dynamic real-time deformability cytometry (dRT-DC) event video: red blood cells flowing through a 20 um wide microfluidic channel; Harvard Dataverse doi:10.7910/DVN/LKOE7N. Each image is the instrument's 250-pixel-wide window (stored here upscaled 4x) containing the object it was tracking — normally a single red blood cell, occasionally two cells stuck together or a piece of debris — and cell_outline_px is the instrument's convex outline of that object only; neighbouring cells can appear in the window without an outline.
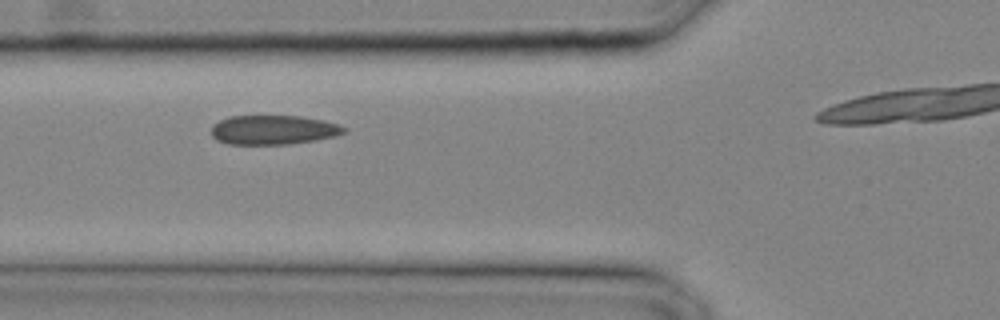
{"species": "common noctule bat (a hibernating species)", "species_latin": "Nyctalus noctula", "temperature_condition": "cold", "stored_images_in_passage": 22, "camera_frame_rate_fps": 3000, "um_per_image_px": 0.085, "animal": {"sex": "male", "body_mass_g": 20.4}, "frame": {"image": 1, "passage_image": 7, "time_ms": 2.0, "image_size_px": [1000, 320], "cell_outline_px": [[348, 132], [336, 136], [316, 140], [288, 144], [228, 144], [216, 140], [212, 136], [212, 124], [228, 116], [300, 116], [324, 120], [340, 124], [348, 128]], "centroid_in_image_um": [23.28, 11.04], "position_along_channel_um": 102.5, "area_um2": 22.95}}
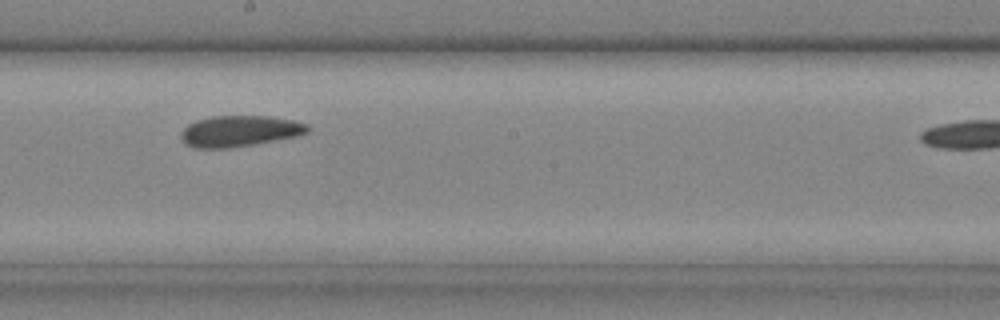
{"frame": {"image": 2, "passage_image": 13, "time_ms": 4.0, "image_size_px": [1000, 320], "cell_outline_px": [[308, 132], [300, 136], [228, 148], [192, 148], [180, 136], [180, 132], [188, 124], [196, 120], [212, 116], [268, 116], [292, 120], [308, 124]], "centroid_in_image_um": [20.36, 11.14], "position_along_channel_um": 227.8, "area_um2": 22.83}}